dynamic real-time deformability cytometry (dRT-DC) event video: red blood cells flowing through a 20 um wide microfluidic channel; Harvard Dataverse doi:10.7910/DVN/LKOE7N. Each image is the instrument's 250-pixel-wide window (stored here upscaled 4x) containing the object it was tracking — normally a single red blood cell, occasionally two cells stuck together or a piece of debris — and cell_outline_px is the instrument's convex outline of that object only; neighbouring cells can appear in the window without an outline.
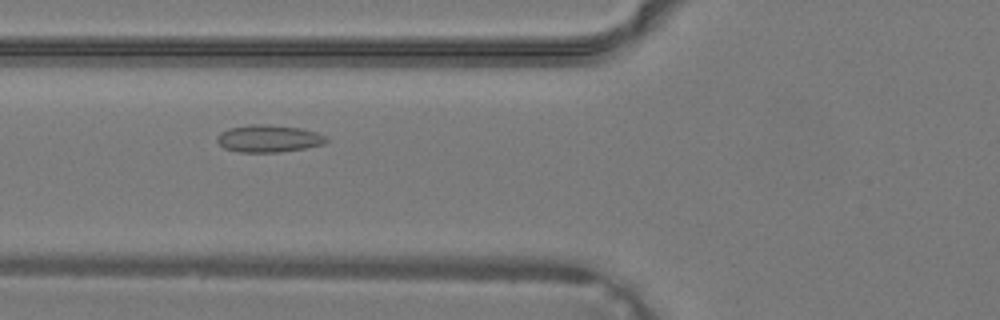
{"species": "common noctule bat (a hibernating species)", "species_latin": "Nyctalus noctula", "temperature_condition": "warm", "stored_images_in_passage": 38, "camera_frame_rate_fps": 3000, "um_per_image_px": 0.085, "animal": {"sex": "male", "body_mass_g": 19.2, "forearm_length_mm": 51.8}, "frame": {"image": 1, "passage_image": 14, "time_ms": 4.333, "image_size_px": [1000, 320], "cell_outline_px": [[328, 140], [324, 144], [304, 148], [280, 152], [240, 152], [224, 148], [216, 140], [216, 136], [220, 132], [228, 128], [252, 124], [264, 124], [300, 128], [316, 132], [324, 136]], "centroid_in_image_um": [22.8, 11.77], "position_along_channel_um": 103.0, "area_um2": 17.28}}
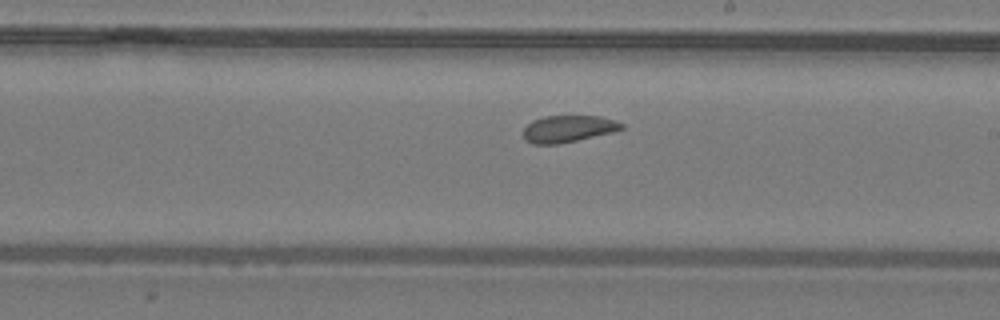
{"frame": {"image": 2, "passage_image": 22, "time_ms": 7.0, "image_size_px": [1000, 320], "cell_outline_px": [[624, 128], [612, 132], [576, 140], [556, 144], [532, 144], [524, 140], [524, 128], [532, 120], [544, 116], [600, 116], [616, 120], [624, 124]], "centroid_in_image_um": [48.28, 10.94], "position_along_channel_um": 240.7, "area_um2": 15.32}}
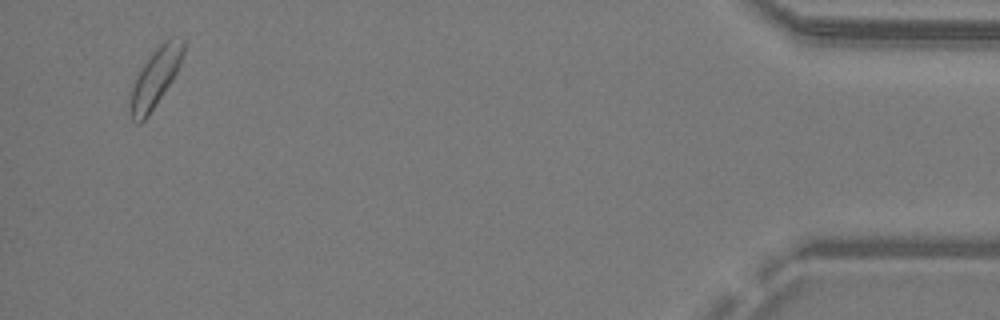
{"frame": {"image": 3, "passage_image": 37, "time_ms": 12.0, "image_size_px": [1000, 320], "cell_outline_px": [[184, 52], [180, 64], [172, 80], [148, 116], [140, 124], [136, 124], [132, 120], [128, 100], [128, 92], [140, 68], [152, 52], [164, 40], [172, 36], [184, 40]], "centroid_in_image_um": [13.15, 6.62], "position_along_channel_um": 422.1, "area_um2": 18.44}}